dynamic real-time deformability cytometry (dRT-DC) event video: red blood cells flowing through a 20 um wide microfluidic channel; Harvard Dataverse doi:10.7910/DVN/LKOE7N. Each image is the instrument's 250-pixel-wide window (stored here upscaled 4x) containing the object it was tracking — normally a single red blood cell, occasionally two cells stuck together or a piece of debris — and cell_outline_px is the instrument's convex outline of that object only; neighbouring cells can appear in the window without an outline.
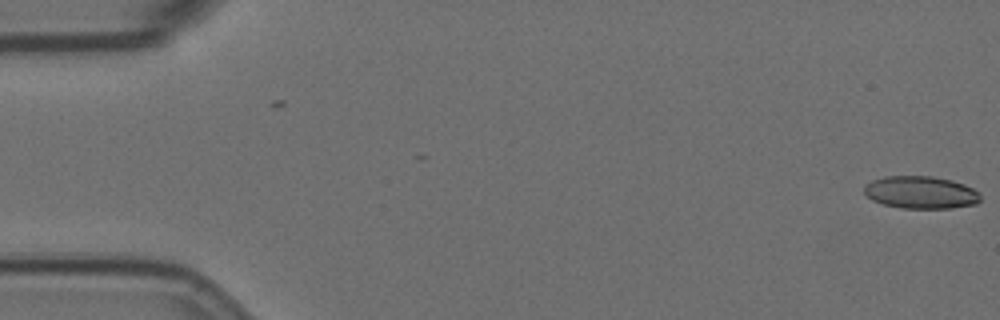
{"species": "Egyptian fruit bat (a non-hibernating species)", "species_latin": "Rousettus aegyptiacus", "temperature_condition": "room temperature", "stored_images_in_passage": 2, "camera_frame_rate_fps": 3000, "um_per_image_px": 0.085, "animal": {"sex": "female"}, "frame": {"image": 1, "passage_image": 2, "time_ms": 0.333, "image_size_px": [1000, 320], "cell_outline_px": [[980, 200], [976, 204], [952, 208], [900, 208], [884, 204], [872, 200], [864, 192], [864, 184], [872, 180], [884, 176], [932, 176], [952, 180], [964, 184], [972, 188], [980, 196]], "centroid_in_image_um": [78.24, 16.35], "position_along_channel_um": 6.8, "area_um2": 22.02}}